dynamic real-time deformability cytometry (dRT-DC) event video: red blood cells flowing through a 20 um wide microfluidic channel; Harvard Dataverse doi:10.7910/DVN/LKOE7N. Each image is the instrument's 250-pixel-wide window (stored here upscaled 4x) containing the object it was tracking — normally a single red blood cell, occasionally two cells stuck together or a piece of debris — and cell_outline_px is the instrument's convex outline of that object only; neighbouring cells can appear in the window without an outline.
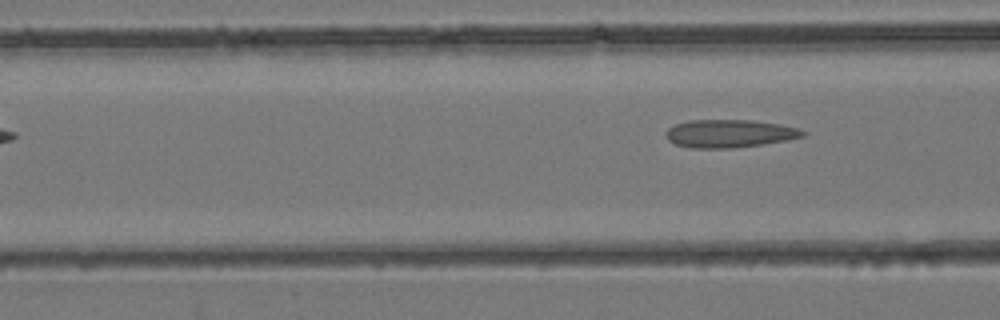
{"species": "common noctule bat (a hibernating species)", "species_latin": "Nyctalus noctula", "temperature_condition": "room temperature", "stored_images_in_passage": 4, "camera_frame_rate_fps": 3000, "um_per_image_px": 0.085, "animal": {"sex": "female", "body_mass_g": 24.6, "forearm_length_mm": 56.2}, "frame": {"image": 1, "passage_image": 4, "time_ms": 1.0, "image_size_px": [1000, 320], "cell_outline_px": [[808, 132], [804, 136], [788, 140], [764, 144], [732, 148], [692, 148], [676, 144], [668, 140], [664, 132], [668, 128], [676, 124], [688, 120], [752, 120], [780, 124], [800, 128]], "centroid_in_image_um": [62.03, 11.35], "position_along_channel_um": 104.6, "area_um2": 22.48}}